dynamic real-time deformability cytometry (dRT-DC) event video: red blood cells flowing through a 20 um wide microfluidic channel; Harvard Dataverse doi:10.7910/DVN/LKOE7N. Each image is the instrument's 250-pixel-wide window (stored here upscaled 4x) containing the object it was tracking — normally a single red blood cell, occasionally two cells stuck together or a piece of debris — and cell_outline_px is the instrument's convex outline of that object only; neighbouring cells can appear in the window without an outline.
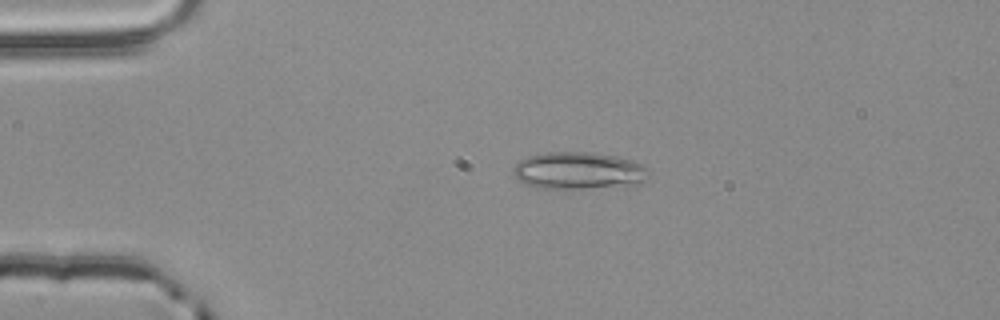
{"species": "common noctule bat (a hibernating species)", "species_latin": "Nyctalus noctula", "temperature_condition": "room temperature", "stored_images_in_passage": 44, "camera_frame_rate_fps": 3000, "um_per_image_px": 0.085, "animal": {"sex": "male", "body_mass_g": 20.4}, "frame": {"image": 1, "passage_image": 2, "time_ms": 0.333, "image_size_px": [1000, 320], "cell_outline_px": [[648, 176], [644, 180], [636, 184], [584, 188], [544, 188], [524, 184], [512, 172], [512, 168], [520, 160], [528, 156], [544, 152], [592, 152], [616, 156], [632, 160], [648, 168]], "centroid_in_image_um": [49.15, 14.49], "position_along_channel_um": 35.8, "area_um2": 29.13}}
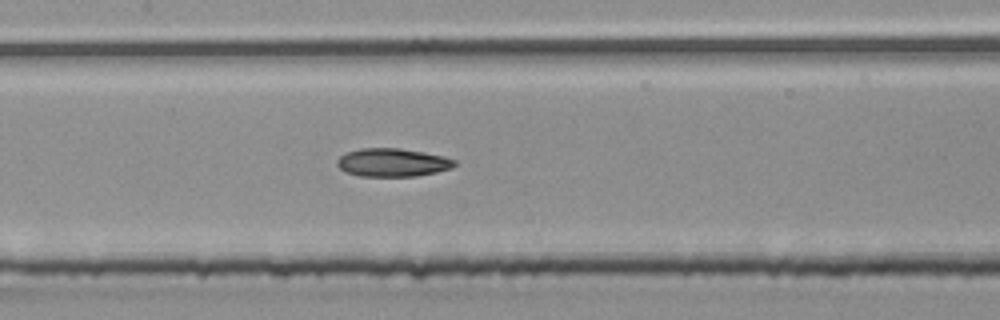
{"frame": {"image": 2, "passage_image": 16, "time_ms": 5.0, "image_size_px": [1000, 320], "cell_outline_px": [[456, 164], [452, 168], [436, 172], [416, 176], [360, 176], [344, 172], [336, 164], [336, 160], [340, 156], [348, 152], [360, 148], [400, 148], [440, 156], [456, 160]], "centroid_in_image_um": [33.32, 13.82], "position_along_channel_um": 174.1, "area_um2": 19.19}}
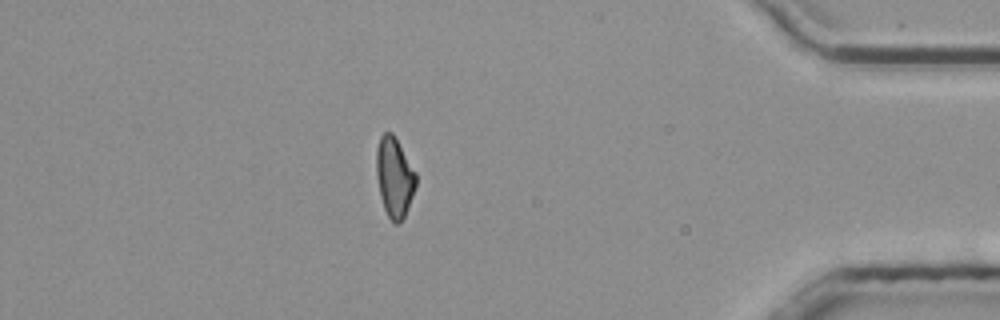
{"frame": {"image": 3, "passage_image": 37, "time_ms": 12.0, "image_size_px": [1000, 320], "cell_outline_px": [[416, 188], [404, 216], [396, 224], [392, 224], [384, 208], [380, 196], [376, 176], [376, 148], [380, 136], [384, 132], [392, 132], [416, 172]], "centroid_in_image_um": [33.51, 15.05], "position_along_channel_um": 401.7, "area_um2": 18.44}, "authors_computed_cell_mechanics": {"area_um2": 18.9584, "velocity_mm_per_s": 3.8717, "shape_relaxation_time_tau1_ms": 6.9721, "shape_relaxation_time_tau2_ms": 5.1916, "deformation_change_tau1": 0.1751, "deformation_change_tau2": 0.134}}